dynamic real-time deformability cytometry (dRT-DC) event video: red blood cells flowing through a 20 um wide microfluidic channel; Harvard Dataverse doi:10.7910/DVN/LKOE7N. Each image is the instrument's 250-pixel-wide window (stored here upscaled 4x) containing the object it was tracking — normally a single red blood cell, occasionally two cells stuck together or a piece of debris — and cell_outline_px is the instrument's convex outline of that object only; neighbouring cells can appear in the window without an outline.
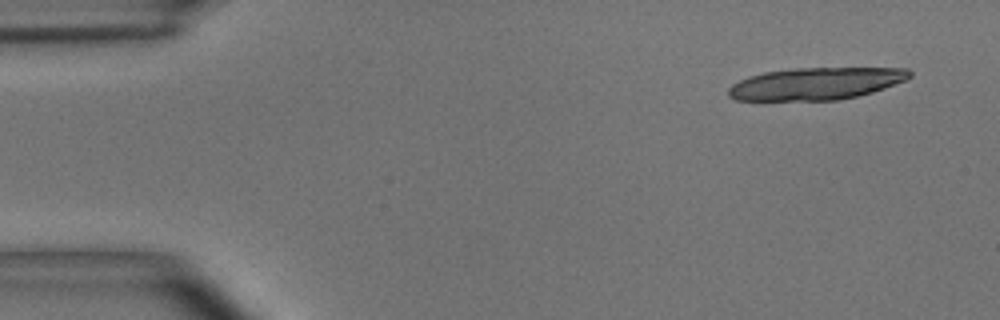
{"species": "common noctule bat (a hibernating species)", "species_latin": "Nyctalus noctula", "temperature_condition": "room temperature", "stored_images_in_passage": 18, "camera_frame_rate_fps": 3000, "um_per_image_px": 0.085, "animal": {"sex": "male", "body_mass_g": 15.6}, "frame": {"image": 1, "passage_image": 3, "time_ms": 0.667, "image_size_px": [1000, 320], "cell_outline_px": [[912, 76], [904, 80], [884, 88], [872, 92], [840, 100], [736, 100], [728, 96], [728, 88], [732, 84], [748, 76], [764, 72], [792, 68], [908, 68], [912, 72]], "centroid_in_image_um": [69.34, 7.1], "position_along_channel_um": 15.7, "area_um2": 33.99}}